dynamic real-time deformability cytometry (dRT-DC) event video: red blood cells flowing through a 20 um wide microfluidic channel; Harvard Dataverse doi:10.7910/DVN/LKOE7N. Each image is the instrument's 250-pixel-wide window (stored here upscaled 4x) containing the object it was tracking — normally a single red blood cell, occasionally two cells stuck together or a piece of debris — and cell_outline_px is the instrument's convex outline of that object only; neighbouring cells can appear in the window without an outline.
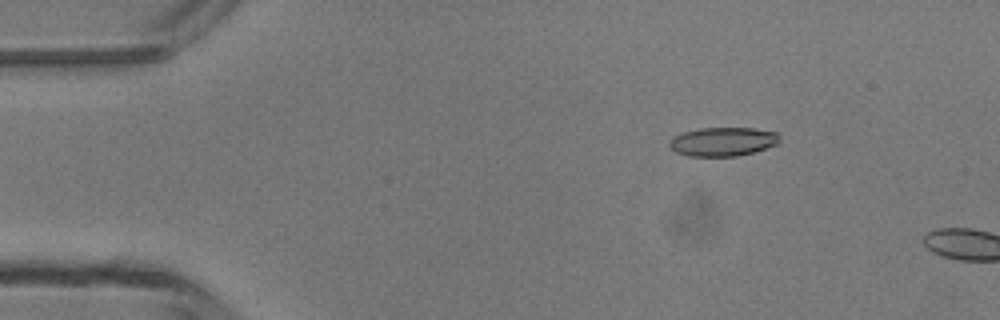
{"species": "common noctule bat (a hibernating species)", "species_latin": "Nyctalus noctula", "temperature_condition": "room temperature", "stored_images_in_passage": 3, "camera_frame_rate_fps": 3000, "um_per_image_px": 0.085, "animal": {"sex": "male", "body_mass_g": 13.3}, "frame": {"image": 1, "passage_image": 2, "time_ms": 1.0, "image_size_px": [1000, 320], "cell_outline_px": [[780, 140], [776, 144], [752, 152], [736, 156], [688, 156], [676, 152], [668, 144], [672, 136], [684, 132], [700, 128], [752, 128], [776, 132], [780, 136]], "centroid_in_image_um": [61.42, 12.03], "position_along_channel_um": 23.6, "area_um2": 18.38}}